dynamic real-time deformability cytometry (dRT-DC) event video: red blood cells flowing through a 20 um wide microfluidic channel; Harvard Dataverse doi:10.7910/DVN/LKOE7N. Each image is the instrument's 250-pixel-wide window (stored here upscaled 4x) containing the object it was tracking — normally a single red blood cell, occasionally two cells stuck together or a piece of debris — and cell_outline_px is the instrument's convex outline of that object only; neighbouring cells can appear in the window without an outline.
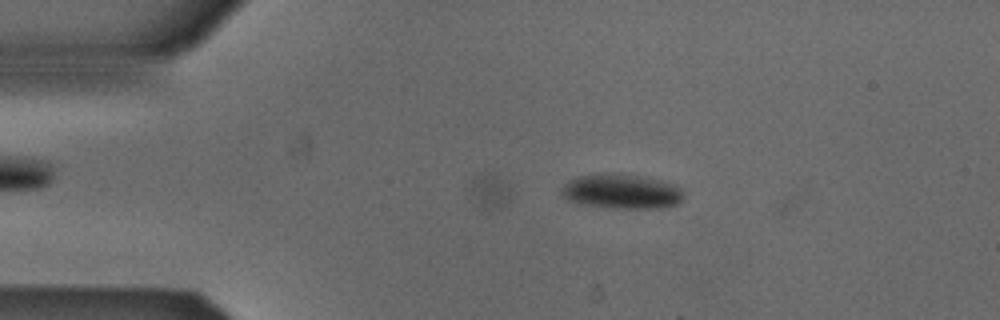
{"species": "Egyptian fruit bat (a non-hibernating species)", "species_latin": "Rousettus aegyptiacus", "temperature_condition": "cold", "stored_images_in_passage": 9, "camera_frame_rate_fps": 3000, "um_per_image_px": 0.085, "animal": {"sex": "male"}, "frame": {"image": 1, "passage_image": 1, "time_ms": 0.0, "image_size_px": [1000, 320], "cell_outline_px": [[684, 196], [676, 204], [660, 208], [612, 208], [584, 204], [568, 200], [564, 196], [560, 188], [568, 180], [576, 176], [604, 172], [620, 172], [660, 180], [672, 184], [680, 188]], "centroid_in_image_um": [52.79, 16.24], "position_along_channel_um": 32.2, "area_um2": 24.85}}
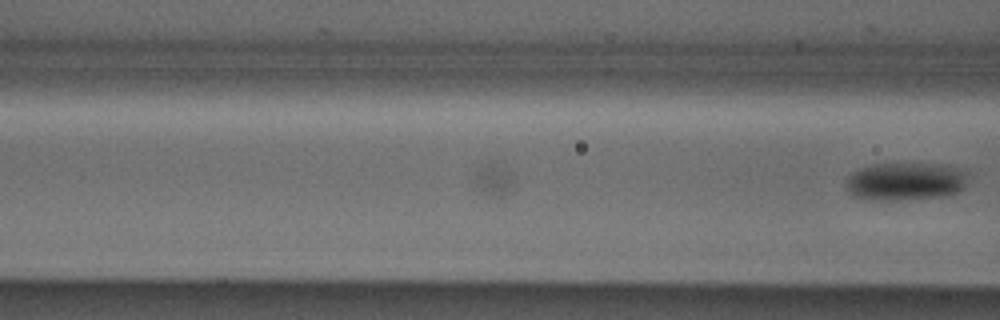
{"frame": {"image": 2, "passage_image": 9, "time_ms": 2.667, "image_size_px": [1000, 320], "cell_outline_px": [[968, 172], [964, 188], [960, 192], [944, 196], [884, 200], [864, 200], [852, 196], [848, 192], [848, 176], [860, 168], [872, 164], [948, 164]], "centroid_in_image_um": [76.99, 15.42], "position_along_channel_um": 89.6, "area_um2": 26.99}}